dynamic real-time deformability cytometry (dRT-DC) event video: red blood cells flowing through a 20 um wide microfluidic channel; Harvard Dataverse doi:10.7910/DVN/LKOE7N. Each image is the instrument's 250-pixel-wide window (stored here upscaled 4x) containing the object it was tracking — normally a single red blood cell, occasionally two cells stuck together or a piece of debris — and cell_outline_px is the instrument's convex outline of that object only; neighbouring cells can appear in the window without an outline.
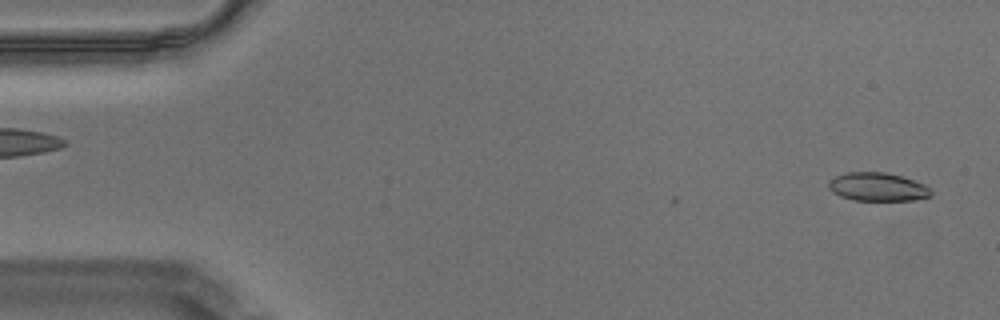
{"species": "Egyptian fruit bat (a non-hibernating species)", "species_latin": "Rousettus aegyptiacus", "temperature_condition": "warm", "stored_images_in_passage": 3, "camera_frame_rate_fps": 3000, "um_per_image_px": 0.085, "animal": {"sex": "male"}, "frame": {"image": 1, "passage_image": 1, "time_ms": 0.0, "image_size_px": [1000, 320], "cell_outline_px": [[932, 196], [916, 200], [852, 200], [840, 196], [832, 192], [828, 188], [828, 180], [836, 176], [848, 172], [884, 172], [900, 176], [924, 184], [932, 192]], "centroid_in_image_um": [74.57, 15.89], "position_along_channel_um": 10.4, "area_um2": 16.94}}